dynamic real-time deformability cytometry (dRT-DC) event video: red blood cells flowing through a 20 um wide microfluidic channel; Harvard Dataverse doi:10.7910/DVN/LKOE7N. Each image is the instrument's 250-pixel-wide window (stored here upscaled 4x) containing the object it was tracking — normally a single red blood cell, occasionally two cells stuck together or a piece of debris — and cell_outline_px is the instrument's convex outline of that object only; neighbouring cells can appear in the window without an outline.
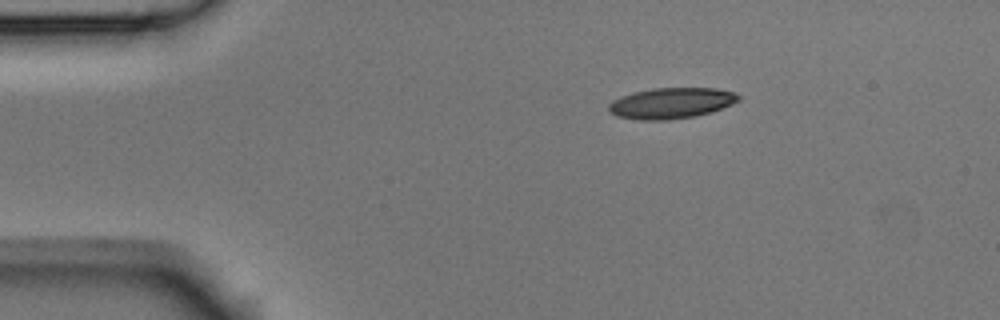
{"species": "Egyptian fruit bat (a non-hibernating species)", "species_latin": "Rousettus aegyptiacus", "temperature_condition": "room temperature", "stored_images_in_passage": 3, "camera_frame_rate_fps": 3000, "um_per_image_px": 0.085, "animal": {"sex": "male"}, "frame": {"image": 1, "passage_image": 1, "time_ms": 0.0, "image_size_px": [1000, 320], "cell_outline_px": [[740, 100], [732, 104], [696, 116], [668, 120], [636, 120], [616, 116], [608, 112], [608, 104], [612, 100], [620, 96], [632, 92], [652, 88], [716, 88], [732, 92], [740, 96]], "centroid_in_image_um": [56.98, 8.77], "position_along_channel_um": 28.0, "area_um2": 23.47}}
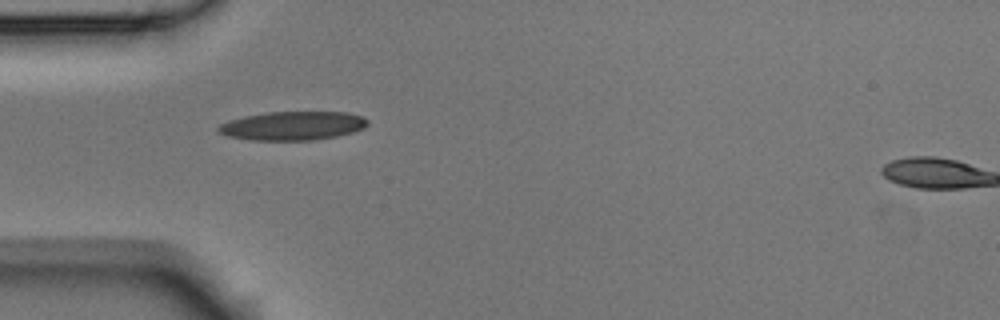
{"frame": {"image": 2, "passage_image": 2, "time_ms": 0.333, "image_size_px": [1000, 320], "cell_outline_px": [[368, 124], [364, 128], [352, 132], [336, 136], [316, 140], [252, 140], [228, 136], [220, 132], [216, 128], [220, 124], [228, 120], [244, 116], [268, 112], [348, 112], [360, 116], [368, 120]], "centroid_in_image_um": [24.87, 10.69], "position_along_channel_um": 60.1, "area_um2": 24.97}}
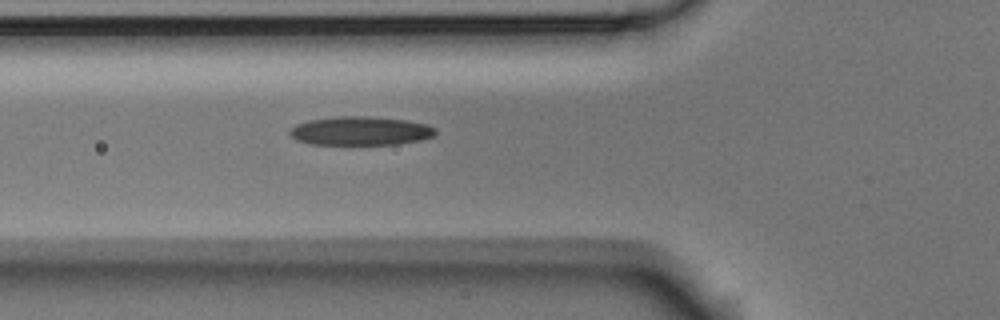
{"frame": {"image": 3, "passage_image": 3, "time_ms": 0.667, "image_size_px": [1000, 320], "cell_outline_px": [[436, 136], [420, 140], [400, 144], [312, 144], [296, 140], [288, 132], [296, 124], [308, 120], [336, 116], [368, 116], [404, 120], [428, 124], [436, 128]], "centroid_in_image_um": [30.67, 11.12], "position_along_channel_um": 95.1, "area_um2": 24.51}}